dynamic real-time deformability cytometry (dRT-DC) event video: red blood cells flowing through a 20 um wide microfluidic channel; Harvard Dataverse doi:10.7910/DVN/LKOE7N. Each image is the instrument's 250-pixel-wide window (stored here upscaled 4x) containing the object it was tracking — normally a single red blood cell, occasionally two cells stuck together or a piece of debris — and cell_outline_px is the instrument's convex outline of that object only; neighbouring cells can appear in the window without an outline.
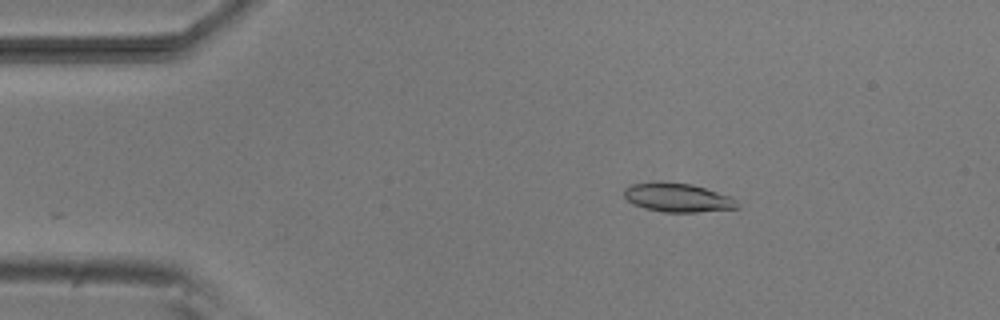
{"species": "common noctule bat (a hibernating species)", "species_latin": "Nyctalus noctula", "temperature_condition": "room temperature", "stored_images_in_passage": 53, "camera_frame_rate_fps": 3000, "um_per_image_px": 0.085, "animal": {"sex": "male", "body_mass_g": 20.5, "forearm_length_mm": 52.5}, "frame": {"image": 1, "passage_image": 9, "time_ms": 2.667, "image_size_px": [1000, 320], "cell_outline_px": [[740, 208], [696, 212], [664, 212], [644, 208], [628, 200], [624, 196], [624, 188], [632, 184], [692, 184], [732, 196], [736, 200]], "centroid_in_image_um": [57.68, 16.83], "position_along_channel_um": 27.3, "area_um2": 18.38}}
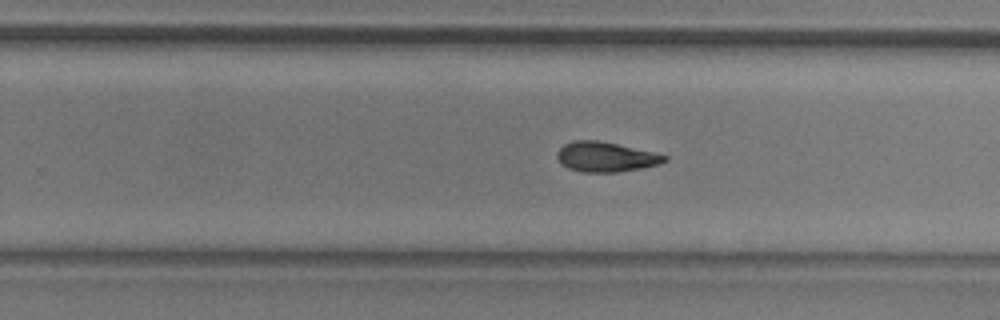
{"frame": {"image": 2, "passage_image": 33, "time_ms": 10.667, "image_size_px": [1000, 320], "cell_outline_px": [[668, 160], [660, 164], [640, 168], [616, 172], [580, 172], [568, 168], [560, 164], [556, 156], [556, 152], [564, 144], [572, 140], [600, 140], [652, 152], [668, 156]], "centroid_in_image_um": [51.44, 13.33], "position_along_channel_um": 278.4, "area_um2": 18.79}}
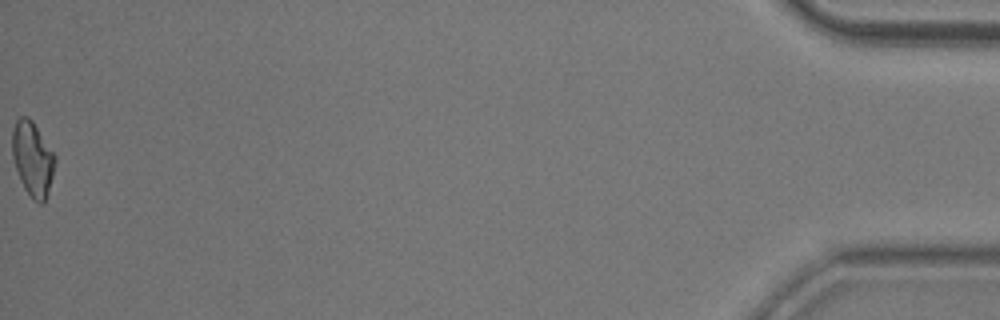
{"frame": {"image": 3, "passage_image": 53, "time_ms": 17.333, "image_size_px": [1000, 320], "cell_outline_px": [[56, 160], [48, 192], [44, 200], [40, 204], [32, 200], [24, 188], [16, 168], [12, 156], [12, 128], [16, 120], [20, 116], [28, 116], [32, 120], [56, 156]], "centroid_in_image_um": [2.76, 13.47], "position_along_channel_um": 432.4, "area_um2": 18.5}, "authors_computed_cell_mechanics": {"area_um2": 18.7272, "velocity_mm_per_s": 3.8425, "shape_relaxation_time_tau1_ms": 4.1131, "shape_relaxation_time_tau2_ms": null, "deformation_change_tau1": 0.1462, "deformation_change_tau2": null}}